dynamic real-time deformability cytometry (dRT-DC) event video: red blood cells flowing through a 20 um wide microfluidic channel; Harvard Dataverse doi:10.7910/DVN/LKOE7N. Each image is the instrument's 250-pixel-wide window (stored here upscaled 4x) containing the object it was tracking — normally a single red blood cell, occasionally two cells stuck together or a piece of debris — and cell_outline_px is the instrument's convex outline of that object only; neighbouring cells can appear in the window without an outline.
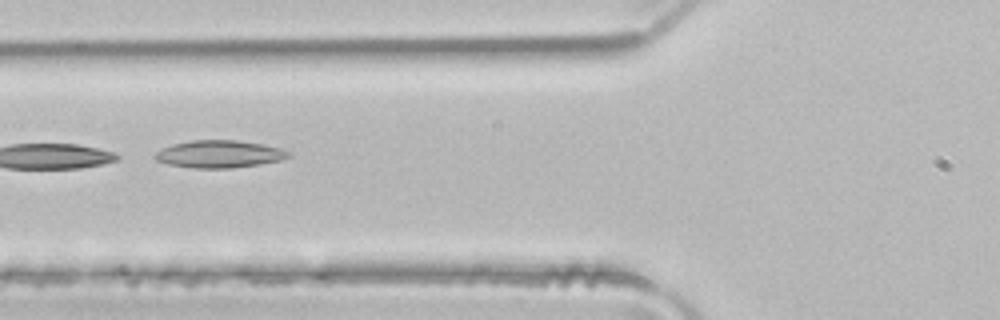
{"species": "common noctule bat (a hibernating species)", "species_latin": "Nyctalus noctula", "temperature_condition": "room temperature", "stored_images_in_passage": 5, "camera_frame_rate_fps": 3000, "um_per_image_px": 0.085, "animal": {"sex": "male", "body_mass_g": 21.5, "forearm_length_mm": 52.0}, "frame": {"image": 1, "passage_image": 5, "time_ms": 1.333, "image_size_px": [1000, 320], "cell_outline_px": [[292, 156], [280, 160], [260, 164], [232, 168], [192, 168], [168, 164], [156, 160], [152, 156], [160, 148], [172, 144], [192, 140], [236, 140], [264, 144], [280, 148], [292, 152]], "centroid_in_image_um": [18.64, 13.09], "position_along_channel_um": 107.2, "area_um2": 21.56}}